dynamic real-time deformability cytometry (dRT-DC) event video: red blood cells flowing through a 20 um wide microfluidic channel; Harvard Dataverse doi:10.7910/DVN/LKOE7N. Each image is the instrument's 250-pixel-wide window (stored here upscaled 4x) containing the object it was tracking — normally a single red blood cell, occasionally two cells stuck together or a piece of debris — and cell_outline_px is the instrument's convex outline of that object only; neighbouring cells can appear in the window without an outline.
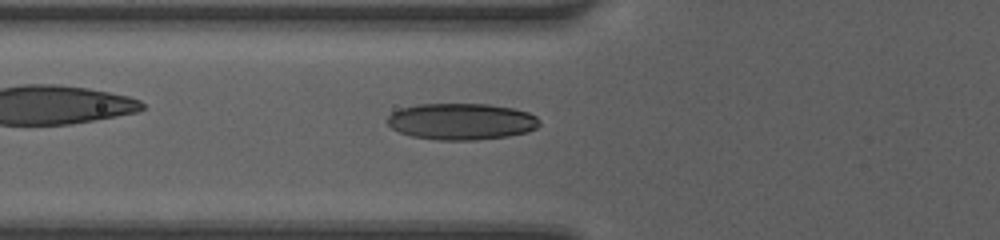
{"species": "human", "species_latin": "Homo sapiens", "temperature_condition": "room temperature", "stored_images_in_passage": 48, "camera_frame_rate_fps": 3000, "um_per_image_px": 0.085, "donor": {"sex": "female"}, "frame": {"image": 1, "passage_image": 20, "time_ms": 6.333, "image_size_px": [1000, 240], "cell_outline_px": [[540, 124], [536, 128], [528, 132], [508, 136], [476, 140], [436, 140], [412, 136], [400, 132], [392, 128], [388, 124], [388, 116], [392, 112], [400, 108], [416, 104], [488, 104], [512, 108], [528, 112], [536, 116], [540, 120]], "centroid_in_image_um": [39.23, 10.33], "position_along_channel_um": 86.6, "area_um2": 32.48}}
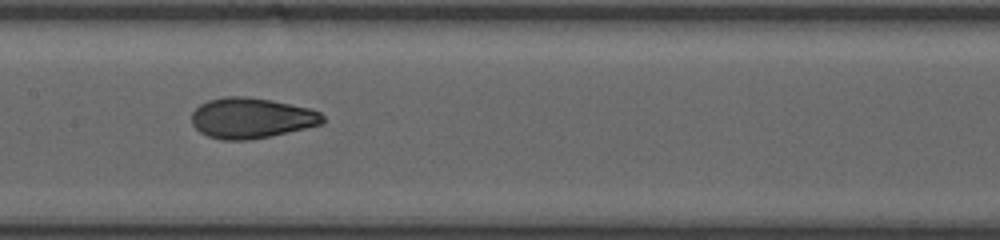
{"frame": {"image": 2, "passage_image": 27, "time_ms": 8.667, "image_size_px": [1000, 240], "cell_outline_px": [[324, 124], [268, 136], [248, 140], [220, 140], [208, 136], [200, 132], [192, 124], [192, 112], [200, 104], [208, 100], [224, 96], [244, 96], [272, 100], [308, 108], [320, 112], [324, 116]], "centroid_in_image_um": [21.35, 10.03], "position_along_channel_um": 186.1, "area_um2": 30.92}}
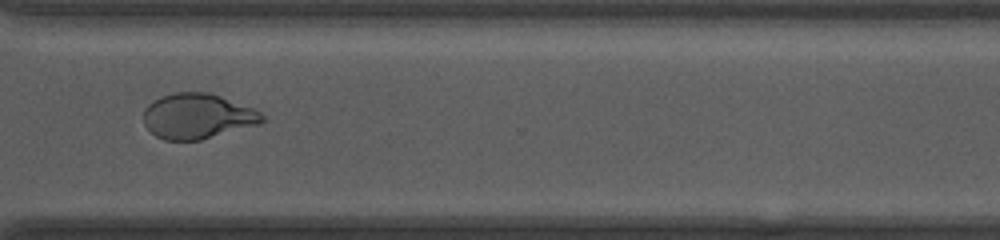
{"frame": {"image": 3, "passage_image": 39, "time_ms": 12.667, "image_size_px": [1000, 240], "cell_outline_px": [[264, 120], [260, 124], [200, 140], [164, 140], [156, 136], [144, 124], [144, 108], [152, 100], [160, 96], [172, 92], [208, 92], [220, 96], [252, 108], [260, 112], [264, 116]], "centroid_in_image_um": [16.76, 9.87], "position_along_channel_um": 353.8, "area_um2": 31.27}}